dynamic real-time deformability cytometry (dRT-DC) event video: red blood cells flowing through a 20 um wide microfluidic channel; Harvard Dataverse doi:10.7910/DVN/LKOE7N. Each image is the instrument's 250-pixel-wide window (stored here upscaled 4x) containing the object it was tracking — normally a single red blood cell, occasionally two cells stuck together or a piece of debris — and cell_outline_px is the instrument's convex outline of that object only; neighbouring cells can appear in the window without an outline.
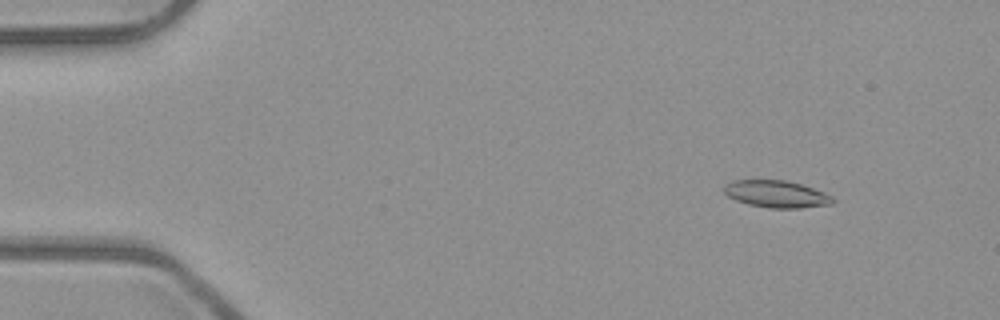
{"species": "common noctule bat (a hibernating species)", "species_latin": "Nyctalus noctula", "temperature_condition": "room temperature", "stored_images_in_passage": 50, "camera_frame_rate_fps": 3000, "um_per_image_px": 0.085, "animal": {"sex": "male", "body_mass_g": 23.1, "forearm_length_mm": 52.7}, "frame": {"image": 1, "passage_image": 4, "time_ms": 1.0, "image_size_px": [1000, 320], "cell_outline_px": [[836, 200], [832, 204], [800, 208], [768, 208], [748, 204], [736, 200], [728, 196], [724, 192], [724, 184], [732, 180], [788, 180], [824, 192], [832, 196]], "centroid_in_image_um": [65.99, 16.49], "position_along_channel_um": 19.0, "area_um2": 17.22}}
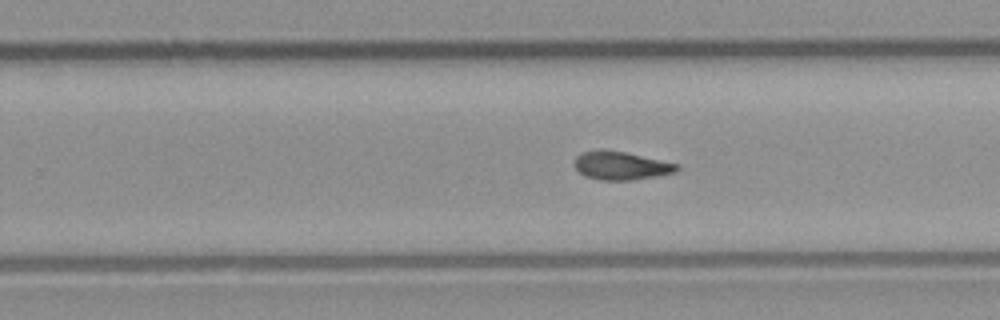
{"frame": {"image": 2, "passage_image": 31, "time_ms": 10.0, "image_size_px": [1000, 320], "cell_outline_px": [[680, 168], [676, 172], [656, 176], [632, 180], [600, 180], [584, 176], [572, 164], [576, 156], [584, 152], [624, 152], [680, 164]], "centroid_in_image_um": [52.82, 14.12], "position_along_channel_um": 277.0, "area_um2": 16.47}}
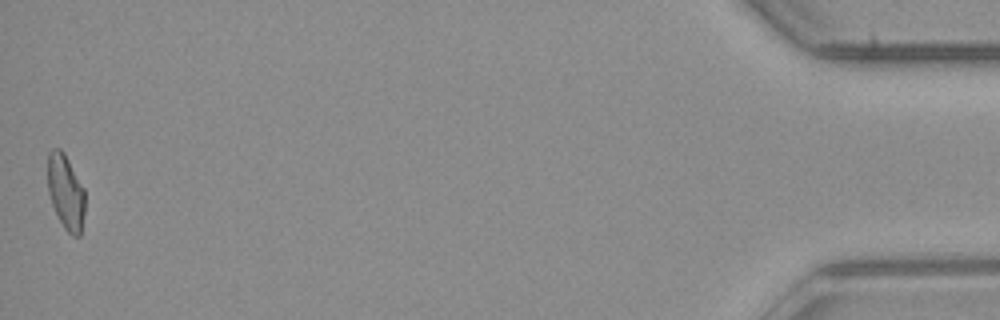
{"frame": {"image": 3, "passage_image": 50, "time_ms": 16.333, "image_size_px": [1000, 320], "cell_outline_px": [[84, 212], [80, 236], [72, 236], [64, 228], [52, 204], [48, 192], [48, 152], [52, 148], [60, 148], [64, 152], [84, 188]], "centroid_in_image_um": [5.58, 16.3], "position_along_channel_um": 429.6, "area_um2": 16.18}, "authors_computed_cell_mechanics": {"area_um2": 16.9643, "velocity_mm_per_s": 3.9678, "shape_relaxation_time_tau1_ms": 10.8428, "shape_relaxation_time_tau2_ms": 5.6437, "deformation_change_tau1": 0.247, "deformation_change_tau2": 0.1052}}